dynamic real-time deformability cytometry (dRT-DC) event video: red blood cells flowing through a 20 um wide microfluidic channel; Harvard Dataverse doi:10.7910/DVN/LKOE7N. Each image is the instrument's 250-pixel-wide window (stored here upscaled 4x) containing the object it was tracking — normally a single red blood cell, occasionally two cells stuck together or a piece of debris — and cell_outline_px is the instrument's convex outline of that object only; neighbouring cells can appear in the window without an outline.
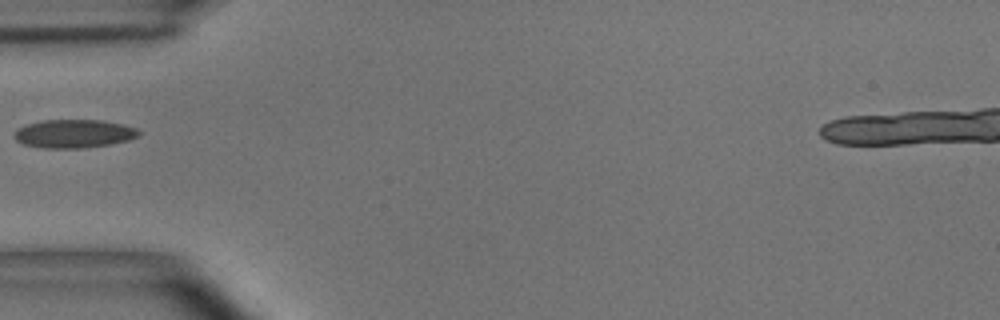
{"species": "common noctule bat (a hibernating species)", "species_latin": "Nyctalus noctula", "temperature_condition": "room temperature", "stored_images_in_passage": 10, "camera_frame_rate_fps": 3000, "um_per_image_px": 0.085, "animal": {"sex": "male", "body_mass_g": 15.6}, "frame": {"image": 1, "passage_image": 1, "time_ms": 0.0, "image_size_px": [1000, 320], "cell_outline_px": [[140, 136], [128, 140], [112, 144], [80, 148], [44, 148], [24, 144], [16, 140], [12, 136], [20, 128], [28, 124], [44, 120], [100, 120], [124, 124], [136, 128], [140, 132]], "centroid_in_image_um": [6.32, 11.36], "position_along_channel_um": 78.7, "area_um2": 20.52}}